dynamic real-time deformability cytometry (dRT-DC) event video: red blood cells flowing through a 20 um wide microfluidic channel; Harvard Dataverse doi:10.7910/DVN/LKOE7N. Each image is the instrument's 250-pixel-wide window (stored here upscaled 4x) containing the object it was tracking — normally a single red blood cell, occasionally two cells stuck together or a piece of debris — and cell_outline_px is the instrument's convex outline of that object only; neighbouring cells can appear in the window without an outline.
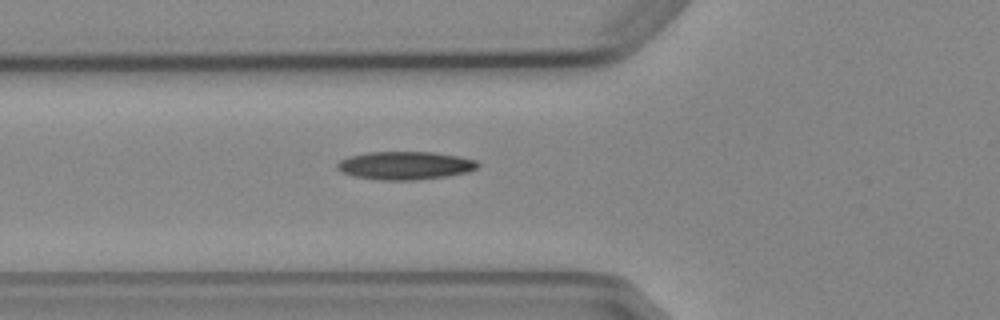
{"species": "Egyptian fruit bat (a non-hibernating species)", "species_latin": "Rousettus aegyptiacus", "temperature_condition": "cold", "stored_images_in_passage": 4, "camera_frame_rate_fps": 3000, "um_per_image_px": 0.085, "animal": {"sex": "female"}, "frame": {"image": 1, "passage_image": 4, "time_ms": 3.333, "image_size_px": [1000, 320], "cell_outline_px": [[480, 164], [476, 168], [468, 172], [448, 176], [416, 180], [380, 180], [352, 176], [336, 168], [336, 164], [340, 160], [348, 156], [368, 152], [432, 152], [460, 156], [476, 160]], "centroid_in_image_um": [34.44, 14.07], "position_along_channel_um": 91.4, "area_um2": 23.18}}